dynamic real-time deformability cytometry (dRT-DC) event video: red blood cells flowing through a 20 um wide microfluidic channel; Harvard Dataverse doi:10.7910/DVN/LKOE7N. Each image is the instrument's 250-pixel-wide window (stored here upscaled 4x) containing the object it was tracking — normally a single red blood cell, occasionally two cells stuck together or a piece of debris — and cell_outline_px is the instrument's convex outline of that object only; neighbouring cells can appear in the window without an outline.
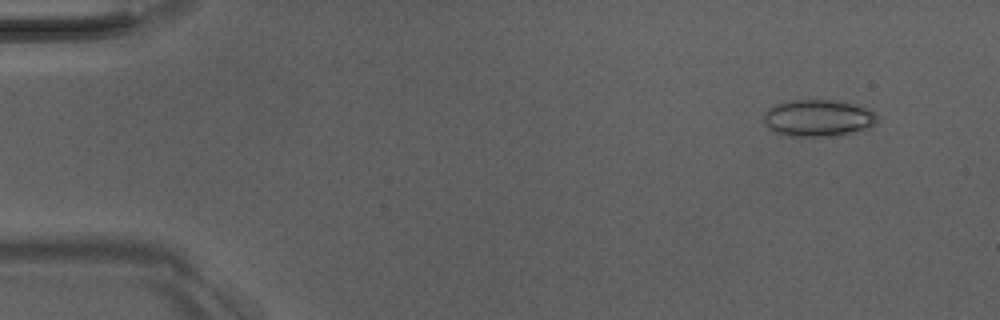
{"species": "Egyptian fruit bat (a non-hibernating species)", "species_latin": "Rousettus aegyptiacus", "temperature_condition": "room temperature", "stored_images_in_passage": 14, "camera_frame_rate_fps": 3000, "um_per_image_px": 0.085, "animal": {"sex": "male"}, "frame": {"image": 1, "passage_image": 5, "time_ms": 1.333, "image_size_px": [1000, 320], "cell_outline_px": [[876, 120], [868, 128], [852, 132], [828, 136], [788, 136], [772, 132], [768, 128], [764, 120], [764, 112], [768, 108], [776, 104], [788, 100], [832, 100], [852, 104], [868, 108], [876, 112]], "centroid_in_image_um": [69.48, 10.03], "position_along_channel_um": 15.5, "area_um2": 24.28}}